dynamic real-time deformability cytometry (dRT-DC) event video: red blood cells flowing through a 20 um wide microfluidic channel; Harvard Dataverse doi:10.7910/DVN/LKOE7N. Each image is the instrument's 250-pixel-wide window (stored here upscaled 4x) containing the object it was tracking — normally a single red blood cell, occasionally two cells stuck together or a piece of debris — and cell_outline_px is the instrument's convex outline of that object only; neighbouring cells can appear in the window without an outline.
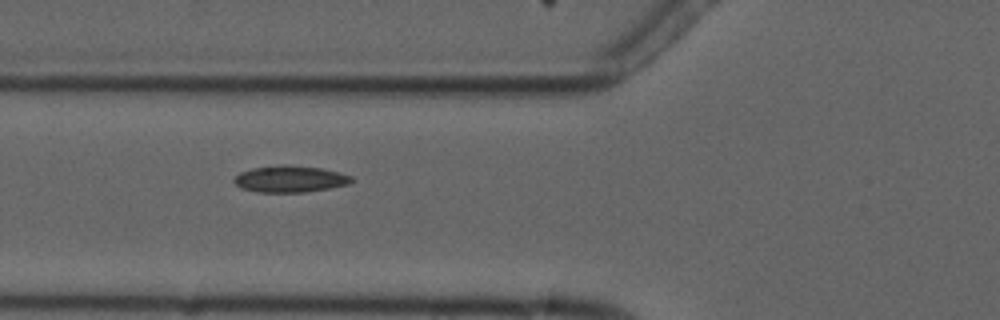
{"species": "common noctule bat (a hibernating species)", "species_latin": "Nyctalus noctula", "temperature_condition": "cold", "stored_images_in_passage": 5, "camera_frame_rate_fps": 3000, "um_per_image_px": 0.085, "animal": {"sex": "male", "forearm_length_mm": 52.5}, "frame": {"image": 1, "passage_image": 3, "time_ms": 3.0, "image_size_px": [1000, 320], "cell_outline_px": [[356, 180], [348, 184], [328, 188], [304, 192], [256, 192], [240, 188], [232, 180], [240, 172], [252, 168], [280, 164], [288, 164], [320, 168], [352, 176]], "centroid_in_image_um": [24.63, 15.21], "position_along_channel_um": 101.2, "area_um2": 18.26}}
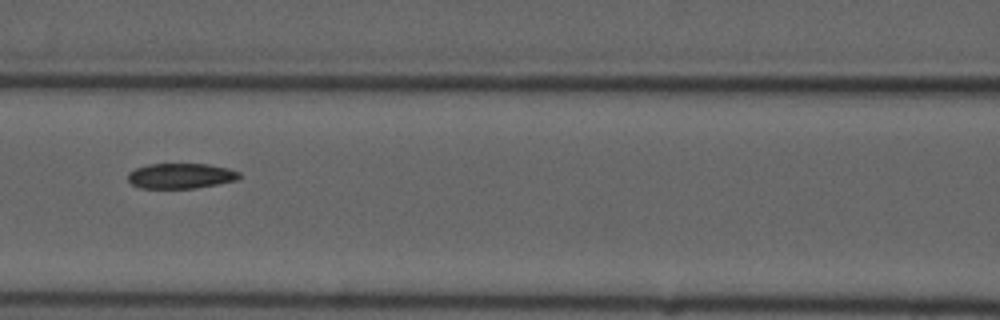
{"frame": {"image": 2, "passage_image": 4, "time_ms": 4.333, "image_size_px": [1000, 320], "cell_outline_px": [[240, 176], [236, 180], [196, 188], [140, 188], [132, 184], [128, 180], [128, 172], [136, 168], [148, 164], [208, 164], [228, 168], [240, 172]], "centroid_in_image_um": [15.35, 14.94], "position_along_channel_um": 151.3, "area_um2": 16.36}}
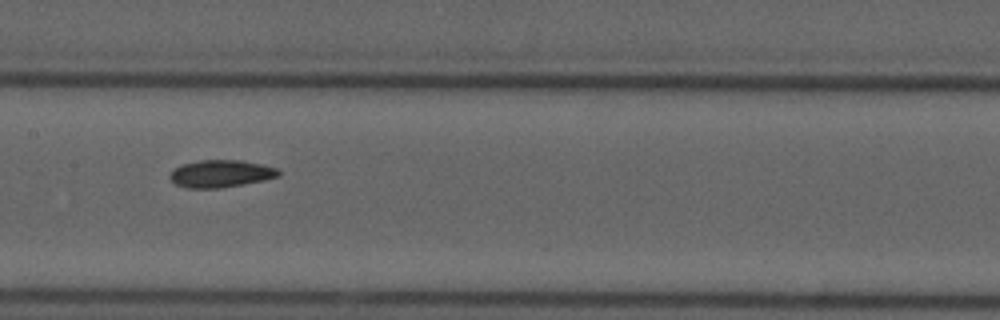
{"frame": {"image": 3, "passage_image": 5, "time_ms": 5.333, "image_size_px": [1000, 320], "cell_outline_px": [[280, 176], [264, 180], [220, 188], [188, 188], [176, 184], [168, 176], [176, 168], [184, 164], [200, 160], [240, 160], [260, 164], [276, 168], [280, 172]], "centroid_in_image_um": [18.78, 14.76], "position_along_channel_um": 188.6, "area_um2": 17.05}}